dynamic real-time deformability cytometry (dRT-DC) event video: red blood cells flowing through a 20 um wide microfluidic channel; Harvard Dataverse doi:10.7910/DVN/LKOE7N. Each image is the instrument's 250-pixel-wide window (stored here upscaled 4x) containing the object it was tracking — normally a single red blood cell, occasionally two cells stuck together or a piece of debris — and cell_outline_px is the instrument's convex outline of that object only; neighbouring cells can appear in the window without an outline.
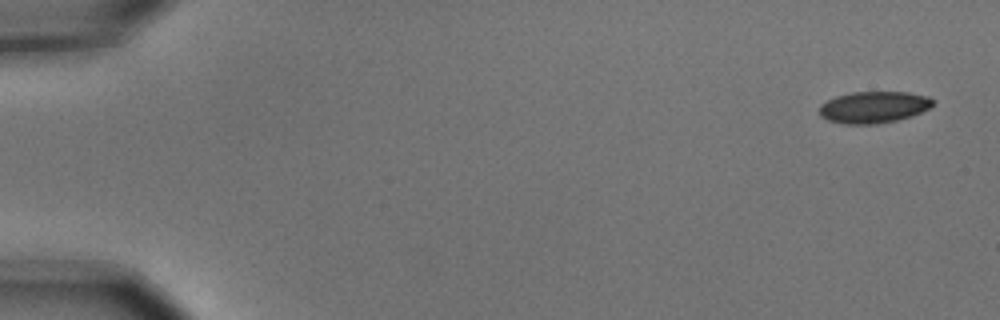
{"species": "common noctule bat (a hibernating species)", "species_latin": "Nyctalus noctula", "temperature_condition": "cold", "stored_images_in_passage": 4, "camera_frame_rate_fps": 3000, "um_per_image_px": 0.085, "animal": {"sex": "male", "body_mass_g": 15.6}, "frame": {"image": 1, "passage_image": 1, "time_ms": 0.0, "image_size_px": [1000, 320], "cell_outline_px": [[936, 100], [928, 108], [912, 116], [896, 120], [876, 124], [844, 124], [828, 120], [820, 116], [820, 104], [836, 96], [852, 92], [908, 92], [928, 96]], "centroid_in_image_um": [74.26, 9.1], "position_along_channel_um": 10.7, "area_um2": 20.92}}